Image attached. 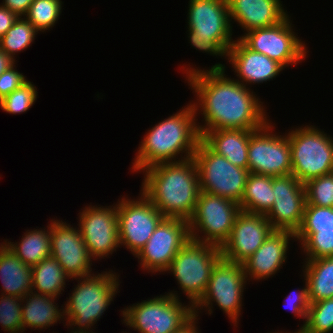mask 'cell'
Instances as JSON below:
<instances>
[{"label":"cell","mask_w":333,"mask_h":333,"mask_svg":"<svg viewBox=\"0 0 333 333\" xmlns=\"http://www.w3.org/2000/svg\"><path fill=\"white\" fill-rule=\"evenodd\" d=\"M195 68L185 65L181 71L197 97L190 101L195 115L200 116L201 112L203 115L204 124L197 122L200 135L207 130H258L270 120L257 94L231 76L227 77L225 64L216 63L205 70Z\"/></svg>","instance_id":"obj_1"},{"label":"cell","mask_w":333,"mask_h":333,"mask_svg":"<svg viewBox=\"0 0 333 333\" xmlns=\"http://www.w3.org/2000/svg\"><path fill=\"white\" fill-rule=\"evenodd\" d=\"M141 172L144 179L140 191L157 210L164 217L189 221L201 192L198 169L193 157L159 163Z\"/></svg>","instance_id":"obj_2"},{"label":"cell","mask_w":333,"mask_h":333,"mask_svg":"<svg viewBox=\"0 0 333 333\" xmlns=\"http://www.w3.org/2000/svg\"><path fill=\"white\" fill-rule=\"evenodd\" d=\"M197 120L190 102L177 113L149 128L133 158L132 173H141L142 170L159 163L193 157L201 140Z\"/></svg>","instance_id":"obj_3"},{"label":"cell","mask_w":333,"mask_h":333,"mask_svg":"<svg viewBox=\"0 0 333 333\" xmlns=\"http://www.w3.org/2000/svg\"><path fill=\"white\" fill-rule=\"evenodd\" d=\"M119 276L113 270L106 269L101 273L93 272L86 277L72 279L77 280L78 284L63 303L65 326L70 327L71 331L92 332L93 326L111 305L116 294L120 293Z\"/></svg>","instance_id":"obj_4"},{"label":"cell","mask_w":333,"mask_h":333,"mask_svg":"<svg viewBox=\"0 0 333 333\" xmlns=\"http://www.w3.org/2000/svg\"><path fill=\"white\" fill-rule=\"evenodd\" d=\"M188 41L202 53L224 57L235 40L227 0H189Z\"/></svg>","instance_id":"obj_5"},{"label":"cell","mask_w":333,"mask_h":333,"mask_svg":"<svg viewBox=\"0 0 333 333\" xmlns=\"http://www.w3.org/2000/svg\"><path fill=\"white\" fill-rule=\"evenodd\" d=\"M178 291L154 296L121 311L123 323L138 333H175L194 317V307L181 302Z\"/></svg>","instance_id":"obj_6"},{"label":"cell","mask_w":333,"mask_h":333,"mask_svg":"<svg viewBox=\"0 0 333 333\" xmlns=\"http://www.w3.org/2000/svg\"><path fill=\"white\" fill-rule=\"evenodd\" d=\"M220 258L218 246L189 239L165 272L173 274L179 289L194 307L205 294L212 269Z\"/></svg>","instance_id":"obj_7"},{"label":"cell","mask_w":333,"mask_h":333,"mask_svg":"<svg viewBox=\"0 0 333 333\" xmlns=\"http://www.w3.org/2000/svg\"><path fill=\"white\" fill-rule=\"evenodd\" d=\"M291 146L292 174L305 184L333 172V138L315 125L287 132Z\"/></svg>","instance_id":"obj_8"},{"label":"cell","mask_w":333,"mask_h":333,"mask_svg":"<svg viewBox=\"0 0 333 333\" xmlns=\"http://www.w3.org/2000/svg\"><path fill=\"white\" fill-rule=\"evenodd\" d=\"M247 281L242 264L221 257L212 269L205 294L194 306L195 317L199 316L202 309L211 315L215 303L233 326L238 327Z\"/></svg>","instance_id":"obj_9"},{"label":"cell","mask_w":333,"mask_h":333,"mask_svg":"<svg viewBox=\"0 0 333 333\" xmlns=\"http://www.w3.org/2000/svg\"><path fill=\"white\" fill-rule=\"evenodd\" d=\"M193 159L198 169L201 192L240 203L250 174L248 169L233 165L225 157L212 151L202 140Z\"/></svg>","instance_id":"obj_10"},{"label":"cell","mask_w":333,"mask_h":333,"mask_svg":"<svg viewBox=\"0 0 333 333\" xmlns=\"http://www.w3.org/2000/svg\"><path fill=\"white\" fill-rule=\"evenodd\" d=\"M240 212L238 203L200 192L194 213L188 221L190 239L221 248L228 240Z\"/></svg>","instance_id":"obj_11"},{"label":"cell","mask_w":333,"mask_h":333,"mask_svg":"<svg viewBox=\"0 0 333 333\" xmlns=\"http://www.w3.org/2000/svg\"><path fill=\"white\" fill-rule=\"evenodd\" d=\"M290 18L288 15L274 26L253 29L237 38L249 49L268 56L284 68L296 66L307 58L309 51L305 41L295 33Z\"/></svg>","instance_id":"obj_12"},{"label":"cell","mask_w":333,"mask_h":333,"mask_svg":"<svg viewBox=\"0 0 333 333\" xmlns=\"http://www.w3.org/2000/svg\"><path fill=\"white\" fill-rule=\"evenodd\" d=\"M268 121L250 135L248 144V170L267 176L292 174L291 146L287 133H274L275 123Z\"/></svg>","instance_id":"obj_13"},{"label":"cell","mask_w":333,"mask_h":333,"mask_svg":"<svg viewBox=\"0 0 333 333\" xmlns=\"http://www.w3.org/2000/svg\"><path fill=\"white\" fill-rule=\"evenodd\" d=\"M137 197L122 196L116 203L120 246L129 249L134 256L164 218L141 191Z\"/></svg>","instance_id":"obj_14"},{"label":"cell","mask_w":333,"mask_h":333,"mask_svg":"<svg viewBox=\"0 0 333 333\" xmlns=\"http://www.w3.org/2000/svg\"><path fill=\"white\" fill-rule=\"evenodd\" d=\"M190 239L188 221L164 217L148 242L134 256L141 270L162 274L169 268L176 253Z\"/></svg>","instance_id":"obj_15"},{"label":"cell","mask_w":333,"mask_h":333,"mask_svg":"<svg viewBox=\"0 0 333 333\" xmlns=\"http://www.w3.org/2000/svg\"><path fill=\"white\" fill-rule=\"evenodd\" d=\"M99 206L89 204L78 213L77 226L93 260L108 258L121 248L116 203Z\"/></svg>","instance_id":"obj_16"},{"label":"cell","mask_w":333,"mask_h":333,"mask_svg":"<svg viewBox=\"0 0 333 333\" xmlns=\"http://www.w3.org/2000/svg\"><path fill=\"white\" fill-rule=\"evenodd\" d=\"M58 219L50 220L51 256L71 279L93 274L92 261L82 239L79 227Z\"/></svg>","instance_id":"obj_17"},{"label":"cell","mask_w":333,"mask_h":333,"mask_svg":"<svg viewBox=\"0 0 333 333\" xmlns=\"http://www.w3.org/2000/svg\"><path fill=\"white\" fill-rule=\"evenodd\" d=\"M273 195L274 204L265 215L271 227L296 234L306 206L304 184L293 174L273 177Z\"/></svg>","instance_id":"obj_18"},{"label":"cell","mask_w":333,"mask_h":333,"mask_svg":"<svg viewBox=\"0 0 333 333\" xmlns=\"http://www.w3.org/2000/svg\"><path fill=\"white\" fill-rule=\"evenodd\" d=\"M272 231L265 215L241 211L228 240L220 248L221 257L242 264L255 253Z\"/></svg>","instance_id":"obj_19"},{"label":"cell","mask_w":333,"mask_h":333,"mask_svg":"<svg viewBox=\"0 0 333 333\" xmlns=\"http://www.w3.org/2000/svg\"><path fill=\"white\" fill-rule=\"evenodd\" d=\"M227 59L237 76L235 80L247 88L256 83L270 82L285 69L277 61L249 49L239 38L229 48Z\"/></svg>","instance_id":"obj_20"},{"label":"cell","mask_w":333,"mask_h":333,"mask_svg":"<svg viewBox=\"0 0 333 333\" xmlns=\"http://www.w3.org/2000/svg\"><path fill=\"white\" fill-rule=\"evenodd\" d=\"M295 234L273 230L264 243L242 263L247 280L260 281L273 277L287 262L290 240Z\"/></svg>","instance_id":"obj_21"},{"label":"cell","mask_w":333,"mask_h":333,"mask_svg":"<svg viewBox=\"0 0 333 333\" xmlns=\"http://www.w3.org/2000/svg\"><path fill=\"white\" fill-rule=\"evenodd\" d=\"M227 3L231 24L236 22L245 33L274 26L289 15L281 0H227Z\"/></svg>","instance_id":"obj_22"},{"label":"cell","mask_w":333,"mask_h":333,"mask_svg":"<svg viewBox=\"0 0 333 333\" xmlns=\"http://www.w3.org/2000/svg\"><path fill=\"white\" fill-rule=\"evenodd\" d=\"M254 131L256 130H207L201 135V140L233 165L248 169V144Z\"/></svg>","instance_id":"obj_23"},{"label":"cell","mask_w":333,"mask_h":333,"mask_svg":"<svg viewBox=\"0 0 333 333\" xmlns=\"http://www.w3.org/2000/svg\"><path fill=\"white\" fill-rule=\"evenodd\" d=\"M57 298L46 296L42 294H36L33 292L27 293L22 298V324L23 333L26 328L30 330H43L48 329L50 326H54L59 321H65L63 305L58 308L56 304Z\"/></svg>","instance_id":"obj_24"},{"label":"cell","mask_w":333,"mask_h":333,"mask_svg":"<svg viewBox=\"0 0 333 333\" xmlns=\"http://www.w3.org/2000/svg\"><path fill=\"white\" fill-rule=\"evenodd\" d=\"M32 267L24 264L5 243H0V294L23 298L32 289Z\"/></svg>","instance_id":"obj_25"},{"label":"cell","mask_w":333,"mask_h":333,"mask_svg":"<svg viewBox=\"0 0 333 333\" xmlns=\"http://www.w3.org/2000/svg\"><path fill=\"white\" fill-rule=\"evenodd\" d=\"M46 228L28 229L23 234L20 242H10L8 241L9 239H6L3 243H5L24 264L32 267L51 256L50 223Z\"/></svg>","instance_id":"obj_26"},{"label":"cell","mask_w":333,"mask_h":333,"mask_svg":"<svg viewBox=\"0 0 333 333\" xmlns=\"http://www.w3.org/2000/svg\"><path fill=\"white\" fill-rule=\"evenodd\" d=\"M302 263L310 303L333 298V257L306 260Z\"/></svg>","instance_id":"obj_27"},{"label":"cell","mask_w":333,"mask_h":333,"mask_svg":"<svg viewBox=\"0 0 333 333\" xmlns=\"http://www.w3.org/2000/svg\"><path fill=\"white\" fill-rule=\"evenodd\" d=\"M274 198L273 177L250 173L239 206L241 211L266 215Z\"/></svg>","instance_id":"obj_28"},{"label":"cell","mask_w":333,"mask_h":333,"mask_svg":"<svg viewBox=\"0 0 333 333\" xmlns=\"http://www.w3.org/2000/svg\"><path fill=\"white\" fill-rule=\"evenodd\" d=\"M31 277V292L54 298H59L62 291L64 292L66 281L69 282L70 279L53 256L32 266Z\"/></svg>","instance_id":"obj_29"},{"label":"cell","mask_w":333,"mask_h":333,"mask_svg":"<svg viewBox=\"0 0 333 333\" xmlns=\"http://www.w3.org/2000/svg\"><path fill=\"white\" fill-rule=\"evenodd\" d=\"M39 31L25 18L18 17L7 33L0 38V48L16 60V53L27 50Z\"/></svg>","instance_id":"obj_30"},{"label":"cell","mask_w":333,"mask_h":333,"mask_svg":"<svg viewBox=\"0 0 333 333\" xmlns=\"http://www.w3.org/2000/svg\"><path fill=\"white\" fill-rule=\"evenodd\" d=\"M333 231V207L306 204L301 227L295 241L302 245L314 232Z\"/></svg>","instance_id":"obj_31"},{"label":"cell","mask_w":333,"mask_h":333,"mask_svg":"<svg viewBox=\"0 0 333 333\" xmlns=\"http://www.w3.org/2000/svg\"><path fill=\"white\" fill-rule=\"evenodd\" d=\"M62 5L61 0H33L24 17L40 33L49 31L59 20Z\"/></svg>","instance_id":"obj_32"},{"label":"cell","mask_w":333,"mask_h":333,"mask_svg":"<svg viewBox=\"0 0 333 333\" xmlns=\"http://www.w3.org/2000/svg\"><path fill=\"white\" fill-rule=\"evenodd\" d=\"M333 332V298L310 303L306 324L300 333Z\"/></svg>","instance_id":"obj_33"},{"label":"cell","mask_w":333,"mask_h":333,"mask_svg":"<svg viewBox=\"0 0 333 333\" xmlns=\"http://www.w3.org/2000/svg\"><path fill=\"white\" fill-rule=\"evenodd\" d=\"M37 88L31 81H26L12 93L0 101V107L9 114H22L27 112L37 100Z\"/></svg>","instance_id":"obj_34"},{"label":"cell","mask_w":333,"mask_h":333,"mask_svg":"<svg viewBox=\"0 0 333 333\" xmlns=\"http://www.w3.org/2000/svg\"><path fill=\"white\" fill-rule=\"evenodd\" d=\"M304 189L306 204L333 207V172L309 180Z\"/></svg>","instance_id":"obj_35"},{"label":"cell","mask_w":333,"mask_h":333,"mask_svg":"<svg viewBox=\"0 0 333 333\" xmlns=\"http://www.w3.org/2000/svg\"><path fill=\"white\" fill-rule=\"evenodd\" d=\"M22 298L0 295V325L8 333H23Z\"/></svg>","instance_id":"obj_36"},{"label":"cell","mask_w":333,"mask_h":333,"mask_svg":"<svg viewBox=\"0 0 333 333\" xmlns=\"http://www.w3.org/2000/svg\"><path fill=\"white\" fill-rule=\"evenodd\" d=\"M305 260L333 257V231L314 232L302 245Z\"/></svg>","instance_id":"obj_37"},{"label":"cell","mask_w":333,"mask_h":333,"mask_svg":"<svg viewBox=\"0 0 333 333\" xmlns=\"http://www.w3.org/2000/svg\"><path fill=\"white\" fill-rule=\"evenodd\" d=\"M305 281V286L304 288H298L296 291H292L291 293H289V295L286 296V300H284V306L286 308H290L289 310L294 314V317L302 319L303 318V325L300 326L301 330L305 324H306V318H307V314H308V310L310 307V301H309V297H308V286H307V281L304 277ZM286 304V305H285ZM301 317V318H300Z\"/></svg>","instance_id":"obj_38"},{"label":"cell","mask_w":333,"mask_h":333,"mask_svg":"<svg viewBox=\"0 0 333 333\" xmlns=\"http://www.w3.org/2000/svg\"><path fill=\"white\" fill-rule=\"evenodd\" d=\"M27 81L26 76L16 69V65L0 75V101Z\"/></svg>","instance_id":"obj_39"},{"label":"cell","mask_w":333,"mask_h":333,"mask_svg":"<svg viewBox=\"0 0 333 333\" xmlns=\"http://www.w3.org/2000/svg\"><path fill=\"white\" fill-rule=\"evenodd\" d=\"M33 0H2L1 6L8 8L18 17H24Z\"/></svg>","instance_id":"obj_40"},{"label":"cell","mask_w":333,"mask_h":333,"mask_svg":"<svg viewBox=\"0 0 333 333\" xmlns=\"http://www.w3.org/2000/svg\"><path fill=\"white\" fill-rule=\"evenodd\" d=\"M17 19L18 16L15 13L0 5V38L7 33Z\"/></svg>","instance_id":"obj_41"},{"label":"cell","mask_w":333,"mask_h":333,"mask_svg":"<svg viewBox=\"0 0 333 333\" xmlns=\"http://www.w3.org/2000/svg\"><path fill=\"white\" fill-rule=\"evenodd\" d=\"M15 64H17L16 61L0 48V75Z\"/></svg>","instance_id":"obj_42"},{"label":"cell","mask_w":333,"mask_h":333,"mask_svg":"<svg viewBox=\"0 0 333 333\" xmlns=\"http://www.w3.org/2000/svg\"><path fill=\"white\" fill-rule=\"evenodd\" d=\"M199 319H200L199 317H194L187 325H185L181 330L175 333H200V330L197 325L199 324L197 322Z\"/></svg>","instance_id":"obj_43"},{"label":"cell","mask_w":333,"mask_h":333,"mask_svg":"<svg viewBox=\"0 0 333 333\" xmlns=\"http://www.w3.org/2000/svg\"><path fill=\"white\" fill-rule=\"evenodd\" d=\"M270 333H271V332H270ZM272 333H284V331H283V332H282V331H280V332H277V331H276V332H272ZM285 333H290V332H287V331H286ZM292 333H293V332H292ZM294 333H300V330L298 329V330L295 331Z\"/></svg>","instance_id":"obj_44"},{"label":"cell","mask_w":333,"mask_h":333,"mask_svg":"<svg viewBox=\"0 0 333 333\" xmlns=\"http://www.w3.org/2000/svg\"><path fill=\"white\" fill-rule=\"evenodd\" d=\"M70 333H95V332H82V331H71Z\"/></svg>","instance_id":"obj_45"}]
</instances>
